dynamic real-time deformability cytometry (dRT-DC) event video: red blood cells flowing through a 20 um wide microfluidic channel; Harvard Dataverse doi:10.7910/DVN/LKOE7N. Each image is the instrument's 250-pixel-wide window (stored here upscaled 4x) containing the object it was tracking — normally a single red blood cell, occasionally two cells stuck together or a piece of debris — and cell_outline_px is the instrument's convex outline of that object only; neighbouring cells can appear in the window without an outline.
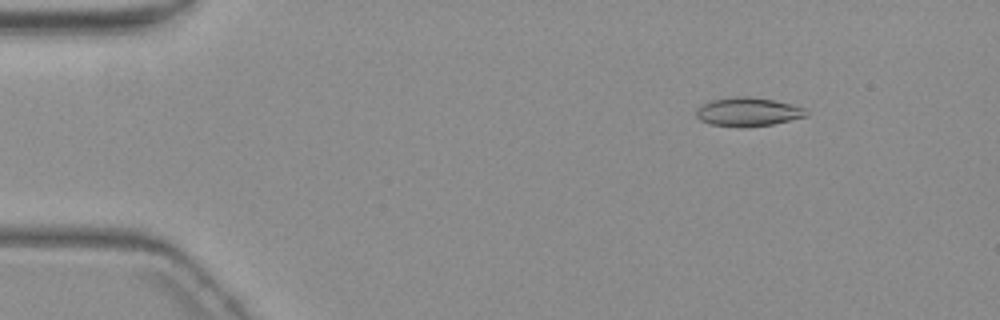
{"species": "common noctule bat (a hibernating species)", "species_latin": "Nyctalus noctula", "temperature_condition": "warm", "stored_images_in_passage": 5, "camera_frame_rate_fps": 3000, "um_per_image_px": 0.085, "animal": {"sex": "female", "body_mass_g": 19.3, "forearm_length_mm": 54.1}, "frame": {"image": 1, "passage_image": 3, "time_ms": 2.333, "image_size_px": [1000, 320], "cell_outline_px": [[808, 116], [772, 124], [712, 124], [700, 120], [696, 116], [696, 108], [700, 104], [712, 100], [736, 96], [748, 96], [772, 100], [792, 104], [804, 108], [808, 112]], "centroid_in_image_um": [63.58, 9.45], "position_along_channel_um": 21.4, "area_um2": 17.63}}
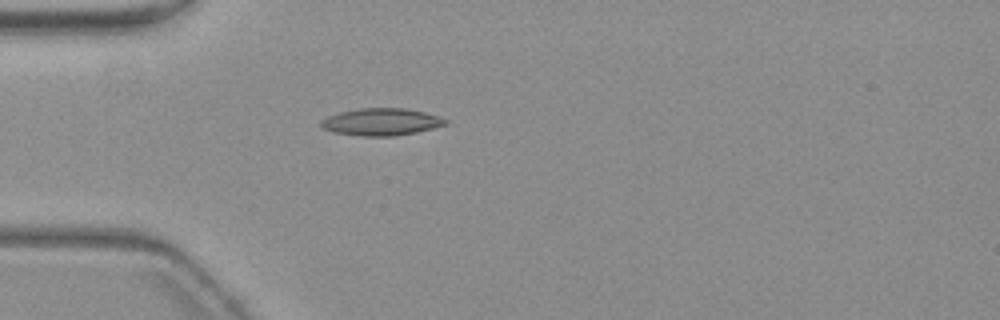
{"frame": {"image": 2, "passage_image": 5, "time_ms": 5.333, "image_size_px": [1000, 320], "cell_outline_px": [[448, 124], [416, 132], [396, 136], [360, 136], [332, 132], [320, 128], [320, 120], [328, 116], [340, 112], [360, 108], [404, 108], [424, 112], [448, 120]], "centroid_in_image_um": [32.36, 10.37], "position_along_channel_um": 52.6, "area_um2": 19.77}}